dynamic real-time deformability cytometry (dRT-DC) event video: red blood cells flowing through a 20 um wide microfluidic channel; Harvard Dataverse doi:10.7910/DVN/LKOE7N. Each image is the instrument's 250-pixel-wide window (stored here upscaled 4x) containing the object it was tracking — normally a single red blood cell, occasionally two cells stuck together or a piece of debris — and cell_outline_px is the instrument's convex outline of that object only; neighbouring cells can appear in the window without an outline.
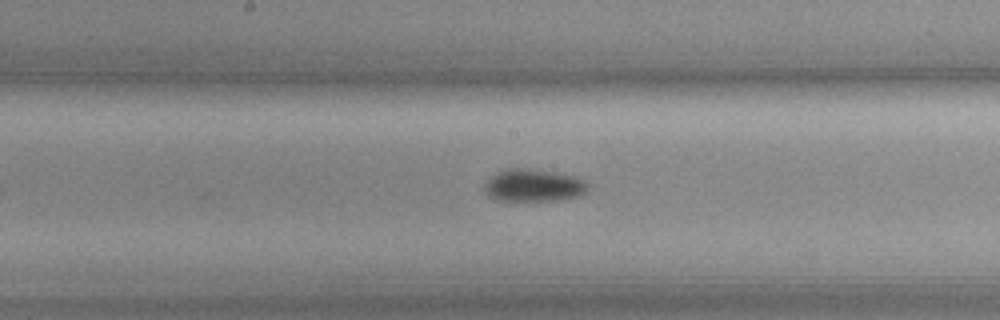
{"species": "common noctule bat (a hibernating species)", "species_latin": "Nyctalus noctula", "temperature_condition": "cold", "stored_images_in_passage": 30, "camera_frame_rate_fps": 3000, "um_per_image_px": 0.085, "animal": {"sex": "female", "body_mass_g": 19.3, "forearm_length_mm": 54.1}, "frame": {"image": 1, "passage_image": 15, "time_ms": 4.667, "image_size_px": [1000, 320], "cell_outline_px": [[588, 188], [580, 196], [556, 200], [496, 200], [488, 196], [484, 192], [484, 184], [496, 172], [508, 168], [520, 168], [552, 172], [576, 176], [584, 180], [588, 184]], "centroid_in_image_um": [45.33, 15.76], "position_along_channel_um": 202.9, "area_um2": 19.42}}
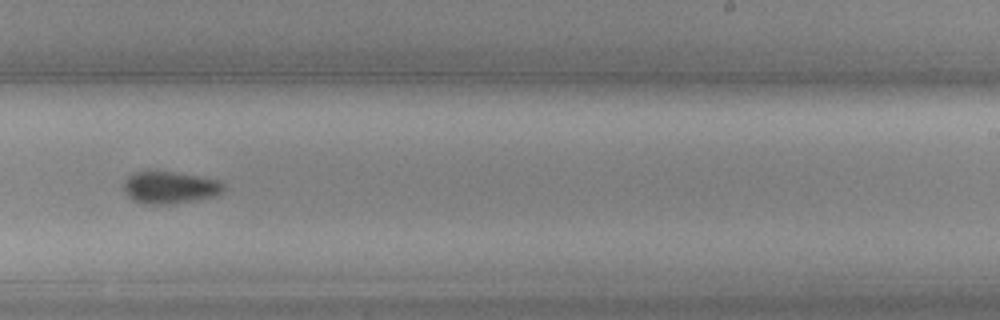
{"frame": {"image": 2, "passage_image": 21, "time_ms": 6.667, "image_size_px": [1000, 320], "cell_outline_px": [[224, 188], [216, 196], [172, 204], [144, 204], [132, 200], [124, 192], [124, 180], [128, 176], [136, 172], [172, 172], [196, 176], [216, 180], [224, 184]], "centroid_in_image_um": [14.39, 15.96], "position_along_channel_um": 274.6, "area_um2": 18.44}}
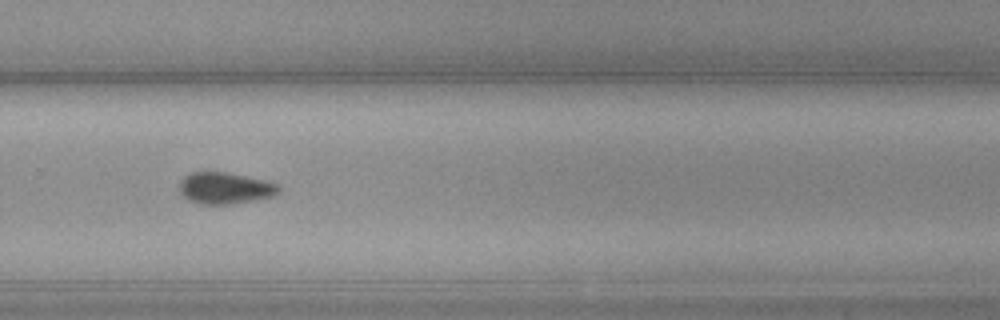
{"frame": {"image": 3, "passage_image": 24, "time_ms": 7.667, "image_size_px": [1000, 320], "cell_outline_px": [[280, 192], [272, 196], [256, 200], [232, 204], [200, 204], [188, 200], [180, 192], [180, 180], [184, 176], [192, 172], [224, 172], [264, 180], [276, 184], [280, 188]], "centroid_in_image_um": [19.11, 16.0], "position_along_channel_um": 310.7, "area_um2": 18.15}, "authors_computed_cell_mechanics": {"area_um2": 18.6983, "velocity_mm_per_s": 3.6151, "shape_relaxation_time_tau1_ms": 2.5826, "shape_relaxation_time_tau2_ms": null, "deformation_change_tau1": 0.0572, "deformation_change_tau2": null}}